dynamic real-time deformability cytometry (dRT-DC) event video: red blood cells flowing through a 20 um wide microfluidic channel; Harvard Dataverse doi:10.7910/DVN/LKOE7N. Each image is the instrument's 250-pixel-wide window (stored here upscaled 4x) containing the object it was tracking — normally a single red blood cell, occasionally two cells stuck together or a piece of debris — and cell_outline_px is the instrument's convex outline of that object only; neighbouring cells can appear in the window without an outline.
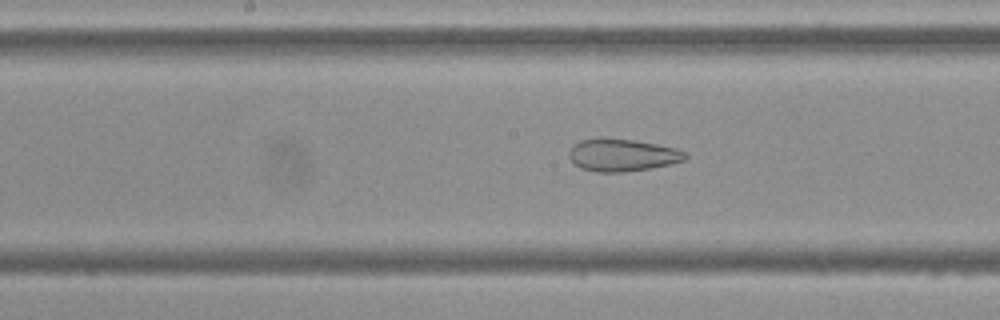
{"species": "Egyptian fruit bat (a non-hibernating species)", "species_latin": "Rousettus aegyptiacus", "temperature_condition": "cold", "stored_images_in_passage": 54, "camera_frame_rate_fps": 3000, "um_per_image_px": 0.085, "frame": {"image": 1, "passage_image": 27, "time_ms": 8.667, "image_size_px": [1000, 320], "cell_outline_px": [[688, 156], [684, 160], [672, 164], [624, 172], [596, 172], [580, 168], [568, 156], [568, 152], [572, 144], [580, 140], [600, 136], [604, 136], [636, 140], [676, 148], [684, 152]], "centroid_in_image_um": [52.84, 13.15], "position_along_channel_um": 195.4, "area_um2": 22.37}}
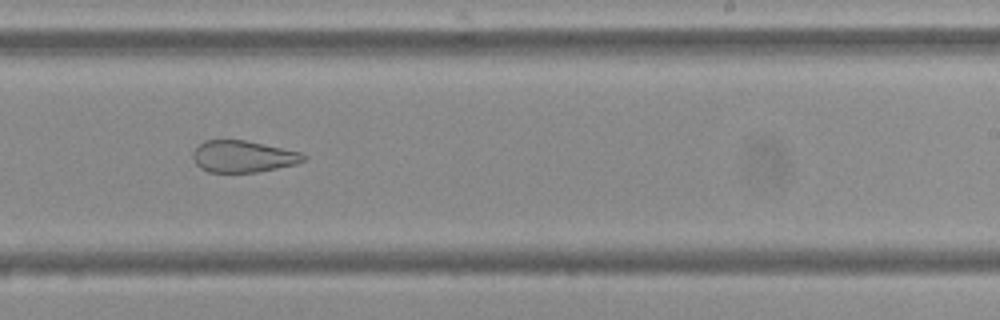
{"frame": {"image": 2, "passage_image": 33, "time_ms": 10.667, "image_size_px": [1000, 320], "cell_outline_px": [[308, 156], [304, 160], [296, 164], [256, 172], [208, 172], [200, 168], [196, 164], [192, 156], [192, 152], [204, 140], [244, 140], [300, 152]], "centroid_in_image_um": [20.63, 13.3], "position_along_channel_um": 268.4, "area_um2": 20.29}}
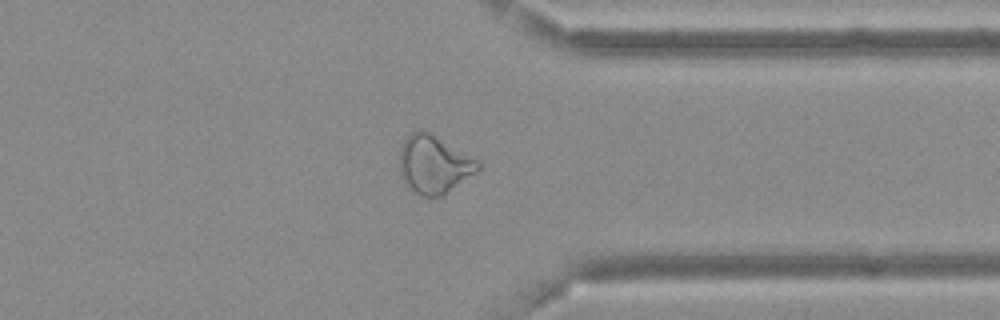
{"frame": {"image": 3, "passage_image": 42, "time_ms": 13.667, "image_size_px": [1000, 320], "cell_outline_px": [[480, 168], [476, 172], [444, 196], [420, 196], [400, 176], [400, 148], [404, 140], [412, 132], [420, 128], [428, 132], [480, 160]], "centroid_in_image_um": [36.91, 13.97], "position_along_channel_um": 374.5, "area_um2": 26.41}, "authors_computed_cell_mechanics": {"area_um2": 28.0619, "velocity_mm_per_s": 3.6692, "shape_relaxation_time_tau1_ms": null, "shape_relaxation_time_tau2_ms": 2.282, "deformation_change_tau1": null, "deformation_change_tau2": 0.1083}}